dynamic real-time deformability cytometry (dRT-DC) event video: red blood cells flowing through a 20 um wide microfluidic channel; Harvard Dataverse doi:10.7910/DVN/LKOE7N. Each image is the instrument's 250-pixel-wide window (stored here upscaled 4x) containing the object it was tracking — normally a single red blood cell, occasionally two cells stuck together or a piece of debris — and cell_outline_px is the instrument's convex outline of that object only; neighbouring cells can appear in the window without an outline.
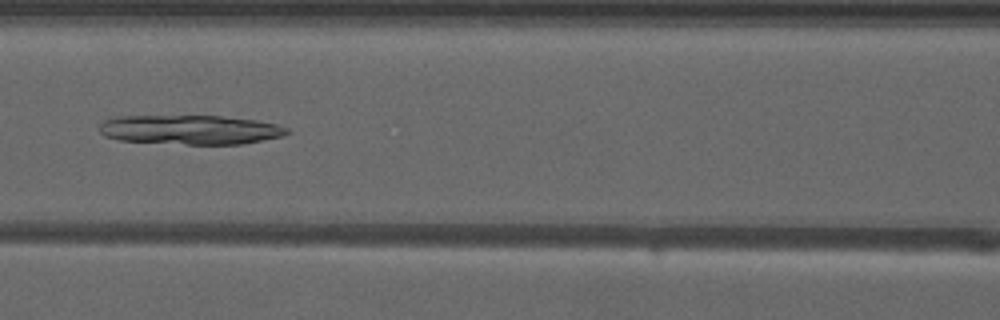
{"species": "common noctule bat (a hibernating species)", "species_latin": "Nyctalus noctula", "temperature_condition": "warm", "stored_images_in_passage": 36, "camera_frame_rate_fps": 3000, "um_per_image_px": 0.085, "animal": {"sex": "male", "forearm_length_mm": 52.5}, "frame": {"image": 1, "passage_image": 8, "time_ms": 2.333, "image_size_px": [1000, 320], "cell_outline_px": [[292, 132], [284, 136], [240, 144], [188, 144], [120, 140], [104, 136], [100, 132], [100, 124], [104, 120], [116, 116], [220, 116], [256, 120], [276, 124], [288, 128]], "centroid_in_image_um": [16.19, 11.02], "position_along_channel_um": 150.4, "area_um2": 32.02}}
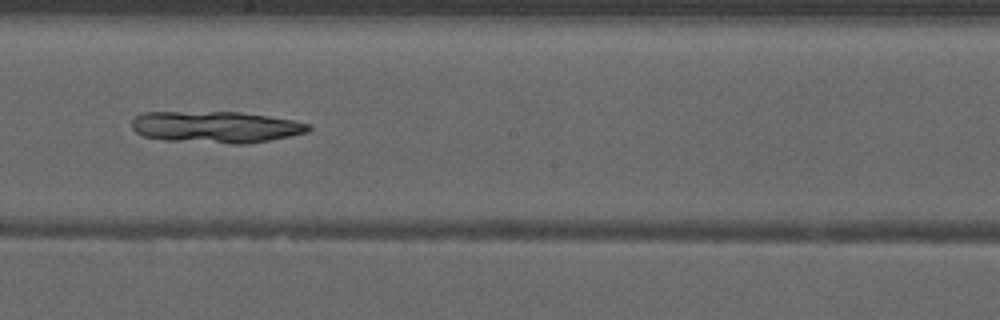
{"frame": {"image": 2, "passage_image": 14, "time_ms": 4.333, "image_size_px": [1000, 320], "cell_outline_px": [[312, 128], [308, 132], [272, 140], [244, 144], [232, 144], [164, 140], [144, 136], [136, 132], [132, 128], [132, 120], [136, 116], [144, 112], [240, 112], [268, 116], [292, 120], [308, 124]], "centroid_in_image_um": [18.35, 10.8], "position_along_channel_um": 229.9, "area_um2": 32.6}}
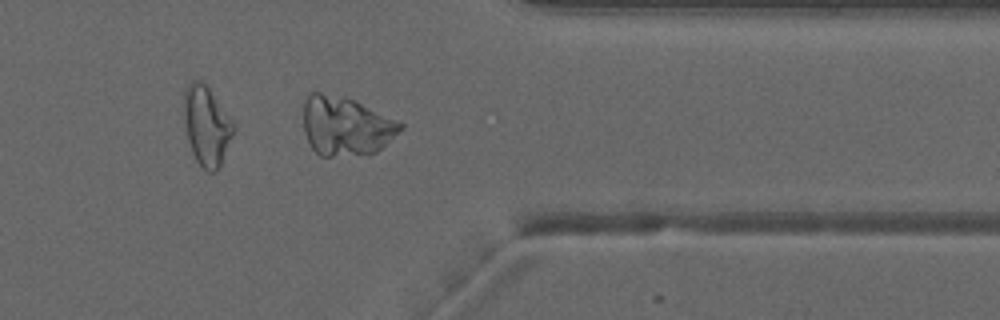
{"frame": {"image": 3, "passage_image": 26, "time_ms": 8.333, "image_size_px": [1000, 320], "cell_outline_px": [[404, 128], [376, 152], [332, 156], [320, 156], [312, 148], [304, 132], [304, 100], [308, 92], [320, 92], [344, 96], [356, 100], [404, 124]], "centroid_in_image_um": [29.37, 10.67], "position_along_channel_um": 382.0, "area_um2": 33.29}}